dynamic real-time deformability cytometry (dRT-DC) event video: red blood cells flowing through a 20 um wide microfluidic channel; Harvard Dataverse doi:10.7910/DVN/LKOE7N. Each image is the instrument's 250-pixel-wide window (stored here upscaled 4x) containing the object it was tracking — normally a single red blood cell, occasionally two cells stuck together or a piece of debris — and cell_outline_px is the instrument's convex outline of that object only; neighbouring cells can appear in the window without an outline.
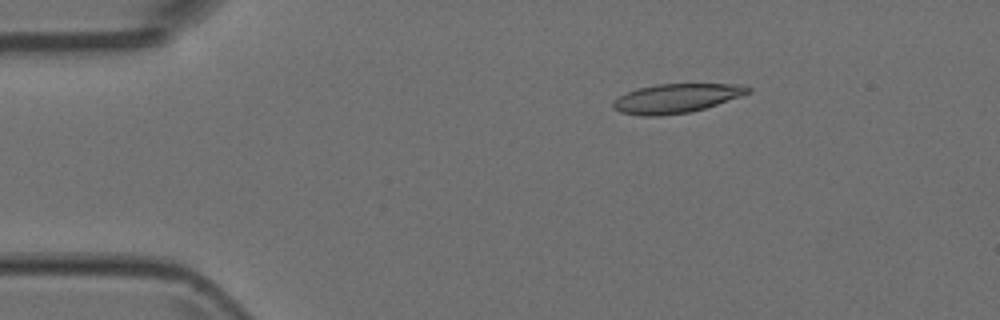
{"species": "Egyptian fruit bat (a non-hibernating species)", "species_latin": "Rousettus aegyptiacus", "temperature_condition": "room temperature", "stored_images_in_passage": 7, "camera_frame_rate_fps": 3000, "um_per_image_px": 0.085, "animal": {"sex": "female"}, "frame": {"image": 1, "passage_image": 3, "time_ms": 0.667, "image_size_px": [1000, 320], "cell_outline_px": [[752, 92], [692, 112], [660, 116], [640, 116], [620, 112], [612, 108], [612, 100], [636, 88], [656, 84], [736, 84], [752, 88]], "centroid_in_image_um": [57.43, 8.36], "position_along_channel_um": 27.6, "area_um2": 22.95}}
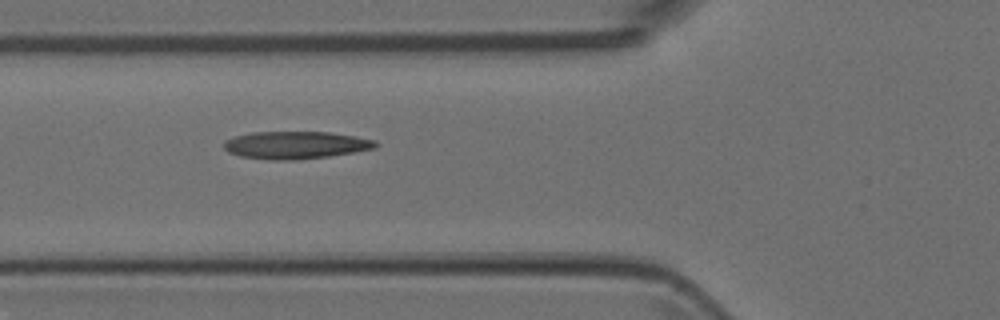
{"frame": {"image": 2, "passage_image": 6, "time_ms": 1.667, "image_size_px": [1000, 320], "cell_outline_px": [[376, 148], [328, 156], [296, 160], [268, 160], [240, 156], [228, 152], [224, 148], [224, 140], [232, 136], [252, 132], [328, 132], [376, 140]], "centroid_in_image_um": [25.05, 12.33], "position_along_channel_um": 100.7, "area_um2": 24.28}}
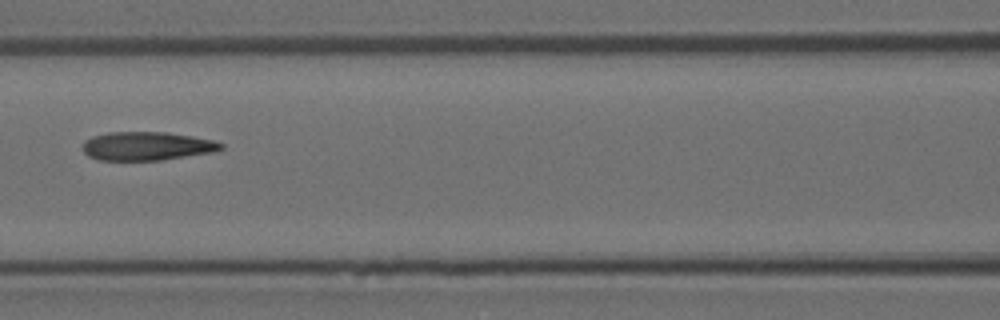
{"frame": {"image": 3, "passage_image": 7, "time_ms": 2.0, "image_size_px": [1000, 320], "cell_outline_px": [[224, 148], [212, 152], [160, 160], [100, 160], [88, 156], [84, 152], [84, 140], [92, 136], [108, 132], [164, 132], [192, 136], [212, 140], [224, 144]], "centroid_in_image_um": [12.47, 12.41], "position_along_channel_um": 154.1, "area_um2": 22.89}}